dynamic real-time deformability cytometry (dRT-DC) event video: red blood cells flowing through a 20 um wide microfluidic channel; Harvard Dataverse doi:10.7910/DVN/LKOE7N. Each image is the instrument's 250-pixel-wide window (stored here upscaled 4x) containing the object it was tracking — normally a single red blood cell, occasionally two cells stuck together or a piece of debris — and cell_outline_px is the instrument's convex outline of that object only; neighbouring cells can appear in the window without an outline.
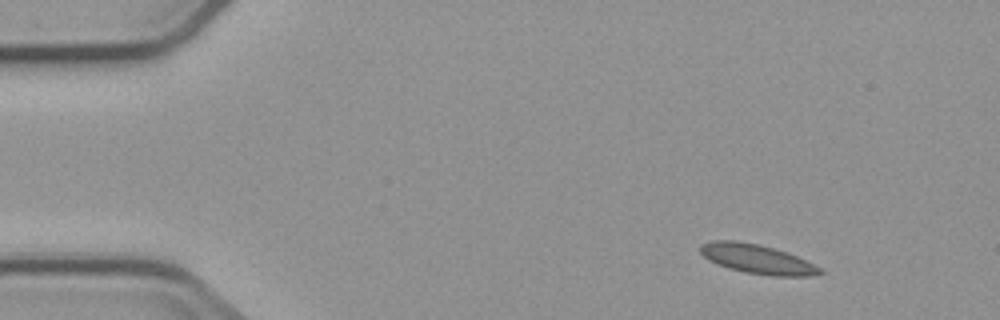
{"species": "common noctule bat (a hibernating species)", "species_latin": "Nyctalus noctula", "temperature_condition": "cold", "stored_images_in_passage": 4, "segment_of_instrument_passage": [1, 2], "camera_frame_rate_fps": 3000, "um_per_image_px": 0.085, "animal": {"sex": "male", "body_mass_g": 23.1, "forearm_length_mm": 52.7}, "frame": {"image": 1, "passage_image": 1, "time_ms": 0.0, "image_size_px": [1000, 320], "cell_outline_px": [[824, 272], [812, 276], [772, 276], [744, 272], [728, 268], [716, 264], [708, 260], [700, 252], [700, 244], [712, 240], [736, 240], [756, 244], [772, 248], [796, 256], [820, 268]], "centroid_in_image_um": [64.29, 22.02], "position_along_channel_um": 20.7, "area_um2": 20.23}}